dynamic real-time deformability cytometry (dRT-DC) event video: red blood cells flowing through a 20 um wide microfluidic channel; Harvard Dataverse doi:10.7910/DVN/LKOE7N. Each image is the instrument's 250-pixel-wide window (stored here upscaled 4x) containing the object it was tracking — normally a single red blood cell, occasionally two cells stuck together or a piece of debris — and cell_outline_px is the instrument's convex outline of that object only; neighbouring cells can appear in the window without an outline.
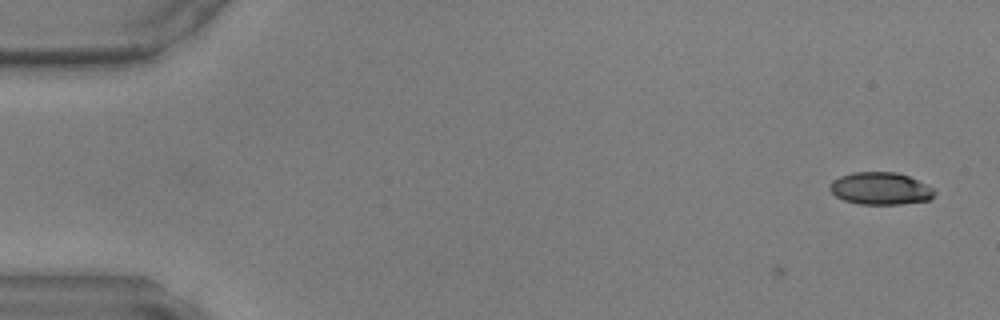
{"species": "common noctule bat (a hibernating species)", "species_latin": "Nyctalus noctula", "temperature_condition": "warm", "stored_images_in_passage": 7, "camera_frame_rate_fps": 3000, "um_per_image_px": 0.085, "animal": {"sex": "male", "body_mass_g": 17.9, "forearm_length_mm": 54.2}, "frame": {"image": 1, "passage_image": 7, "time_ms": 2.0, "image_size_px": [1000, 320], "cell_outline_px": [[936, 192], [928, 200], [900, 204], [860, 204], [844, 200], [836, 196], [828, 188], [832, 180], [840, 176], [852, 172], [896, 172], [908, 176], [932, 188]], "centroid_in_image_um": [74.79, 16.02], "position_along_channel_um": 10.2, "area_um2": 19.54}}